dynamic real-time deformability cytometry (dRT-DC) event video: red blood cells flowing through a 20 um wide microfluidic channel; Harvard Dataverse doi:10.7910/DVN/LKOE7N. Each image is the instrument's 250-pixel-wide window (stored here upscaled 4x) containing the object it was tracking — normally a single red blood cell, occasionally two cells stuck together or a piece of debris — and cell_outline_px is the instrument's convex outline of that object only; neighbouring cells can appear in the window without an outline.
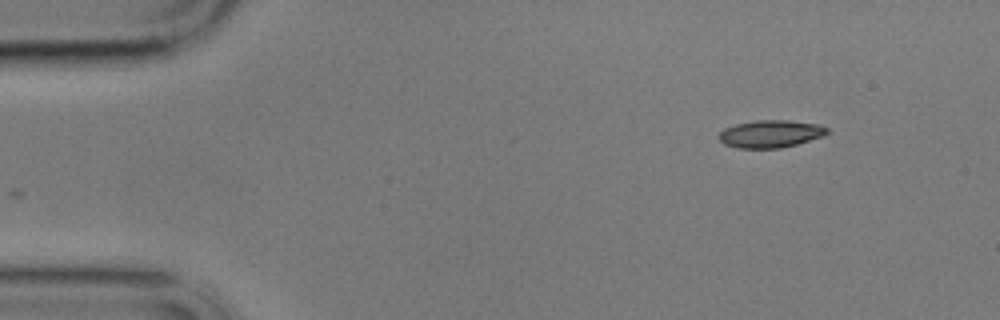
{"species": "common noctule bat (a hibernating species)", "species_latin": "Nyctalus noctula", "temperature_condition": "cold", "stored_images_in_passage": 17, "camera_frame_rate_fps": 3000, "um_per_image_px": 0.085, "animal": {"sex": "male", "body_mass_g": 17.9}, "frame": {"image": 1, "passage_image": 1, "time_ms": 0.0, "image_size_px": [1000, 320], "cell_outline_px": [[832, 132], [824, 136], [796, 144], [780, 148], [736, 148], [724, 144], [716, 136], [724, 128], [736, 124], [756, 120], [788, 120], [820, 124], [828, 128]], "centroid_in_image_um": [65.52, 11.37], "position_along_channel_um": 19.5, "area_um2": 17.57}}
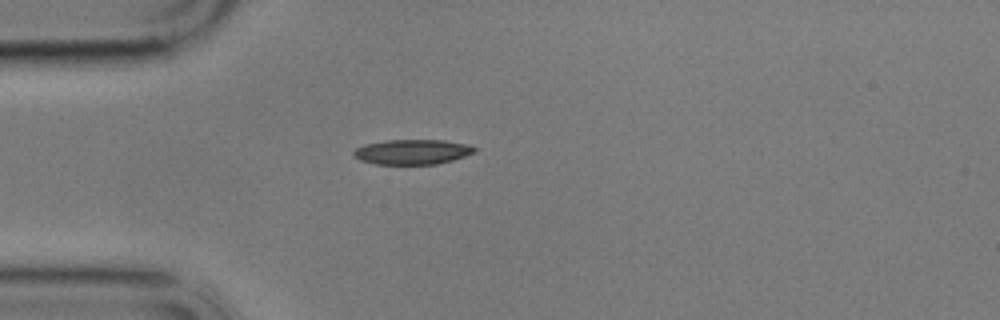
{"frame": {"image": 2, "passage_image": 10, "time_ms": 3.0, "image_size_px": [1000, 320], "cell_outline_px": [[476, 152], [452, 160], [436, 164], [376, 164], [360, 160], [352, 156], [352, 152], [356, 148], [364, 144], [384, 140], [444, 140], [468, 144], [476, 148]], "centroid_in_image_um": [35.02, 12.9], "position_along_channel_um": 50.0, "area_um2": 17.69}}
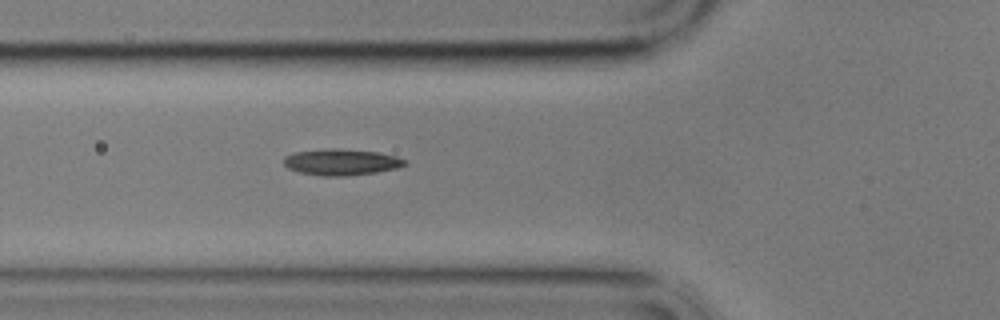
{"frame": {"image": 3, "passage_image": 15, "time_ms": 4.667, "image_size_px": [1000, 320], "cell_outline_px": [[408, 164], [396, 168], [376, 172], [348, 176], [324, 176], [300, 172], [288, 168], [284, 164], [284, 156], [292, 152], [324, 148], [340, 148], [380, 152], [396, 156], [408, 160]], "centroid_in_image_um": [29.03, 13.76], "position_along_channel_um": 96.8, "area_um2": 18.84}}